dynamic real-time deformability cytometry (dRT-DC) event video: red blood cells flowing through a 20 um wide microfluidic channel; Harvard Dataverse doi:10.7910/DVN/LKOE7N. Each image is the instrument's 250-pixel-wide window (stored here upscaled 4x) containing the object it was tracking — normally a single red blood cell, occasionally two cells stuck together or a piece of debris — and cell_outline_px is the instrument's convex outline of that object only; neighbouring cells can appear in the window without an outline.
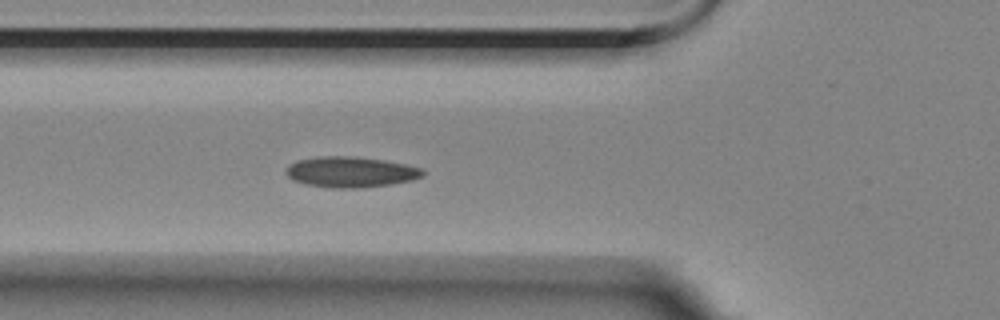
{"species": "Egyptian fruit bat (a non-hibernating species)", "species_latin": "Rousettus aegyptiacus", "temperature_condition": "room temperature", "stored_images_in_passage": 5, "camera_frame_rate_fps": 3000, "um_per_image_px": 0.085, "animal": {"sex": "female"}, "frame": {"image": 1, "passage_image": 5, "time_ms": 5.0, "image_size_px": [1000, 320], "cell_outline_px": [[424, 176], [412, 180], [388, 184], [360, 188], [332, 188], [308, 184], [292, 180], [284, 172], [288, 164], [296, 160], [320, 156], [352, 156], [384, 160], [408, 164], [424, 168]], "centroid_in_image_um": [29.81, 14.61], "position_along_channel_um": 96.0, "area_um2": 24.62}}